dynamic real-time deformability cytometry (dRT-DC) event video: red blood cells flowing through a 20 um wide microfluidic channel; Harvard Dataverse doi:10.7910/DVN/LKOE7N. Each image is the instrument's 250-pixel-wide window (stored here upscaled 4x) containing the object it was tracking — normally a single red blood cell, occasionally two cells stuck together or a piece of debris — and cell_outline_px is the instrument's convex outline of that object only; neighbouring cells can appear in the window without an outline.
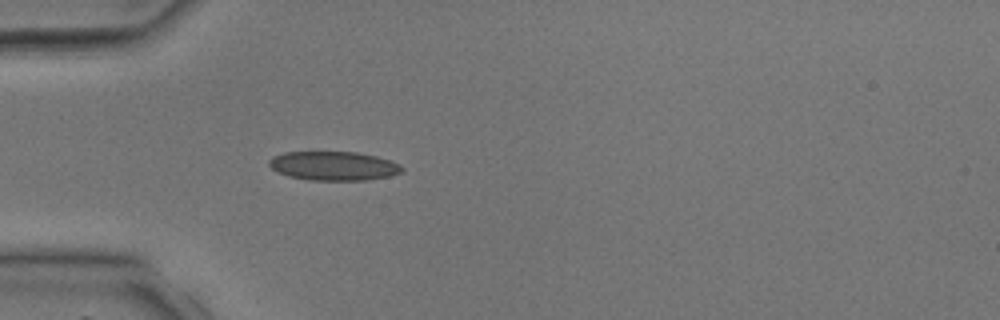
{"species": "common noctule bat (a hibernating species)", "species_latin": "Nyctalus noctula", "temperature_condition": "room temperature", "stored_images_in_passage": 32, "camera_frame_rate_fps": 3000, "um_per_image_px": 0.085, "animal": {"sex": "male", "body_mass_g": 17.9, "forearm_length_mm": 54.2}, "frame": {"image": 1, "passage_image": 5, "time_ms": 1.333, "image_size_px": [1000, 320], "cell_outline_px": [[404, 172], [388, 176], [364, 180], [308, 180], [288, 176], [272, 168], [268, 164], [268, 160], [272, 156], [284, 152], [356, 152], [376, 156], [400, 164], [404, 168]], "centroid_in_image_um": [28.35, 14.1], "position_along_channel_um": 56.6, "area_um2": 22.43}}
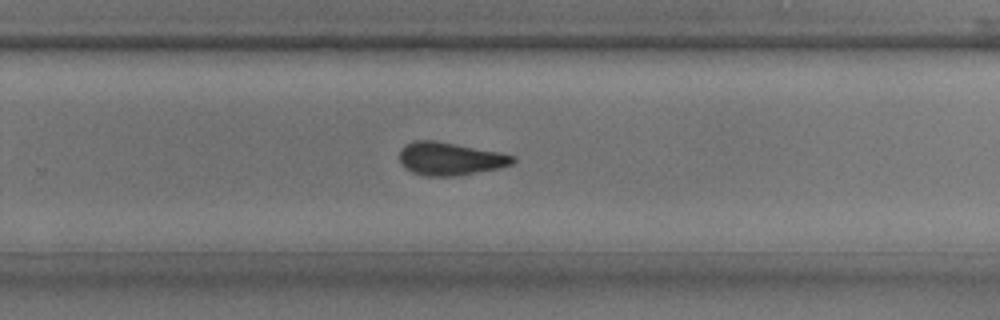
{"frame": {"image": 2, "passage_image": 19, "time_ms": 6.0, "image_size_px": [1000, 320], "cell_outline_px": [[516, 160], [512, 164], [496, 168], [456, 176], [428, 176], [412, 172], [404, 168], [400, 164], [400, 148], [404, 144], [412, 140], [436, 140], [500, 152], [516, 156]], "centroid_in_image_um": [38.21, 13.47], "position_along_channel_um": 291.6, "area_um2": 21.91}}
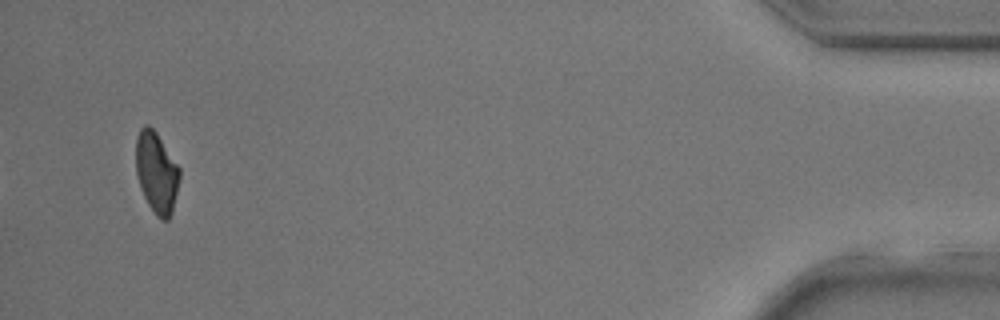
{"frame": {"image": 3, "passage_image": 31, "time_ms": 10.0, "image_size_px": [1000, 320], "cell_outline_px": [[180, 176], [172, 212], [168, 220], [160, 220], [156, 216], [148, 204], [144, 196], [136, 172], [136, 136], [140, 128], [144, 124], [148, 124], [156, 132], [180, 168]], "centroid_in_image_um": [13.3, 14.65], "position_along_channel_um": 421.9, "area_um2": 20.58}}